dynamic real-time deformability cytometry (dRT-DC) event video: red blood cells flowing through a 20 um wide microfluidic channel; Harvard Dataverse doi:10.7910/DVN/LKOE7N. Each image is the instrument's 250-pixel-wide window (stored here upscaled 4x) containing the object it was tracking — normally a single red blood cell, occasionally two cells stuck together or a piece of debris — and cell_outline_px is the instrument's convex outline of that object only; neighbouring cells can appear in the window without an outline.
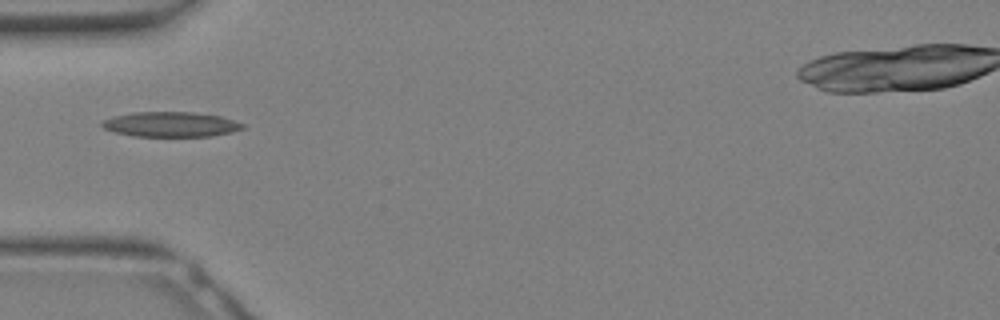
{"species": "Egyptian fruit bat (a non-hibernating species)", "species_latin": "Rousettus aegyptiacus", "temperature_condition": "warm", "stored_images_in_passage": 8, "camera_frame_rate_fps": 3000, "um_per_image_px": 0.085, "animal": {"sex": "female"}, "frame": {"image": 1, "passage_image": 1, "time_ms": 0.0, "image_size_px": [1000, 320], "cell_outline_px": [[244, 128], [232, 132], [212, 136], [132, 136], [112, 132], [104, 128], [100, 124], [104, 120], [116, 116], [136, 112], [192, 112], [220, 116], [244, 124]], "centroid_in_image_um": [14.51, 10.58], "position_along_channel_um": 70.5, "area_um2": 20.35}}
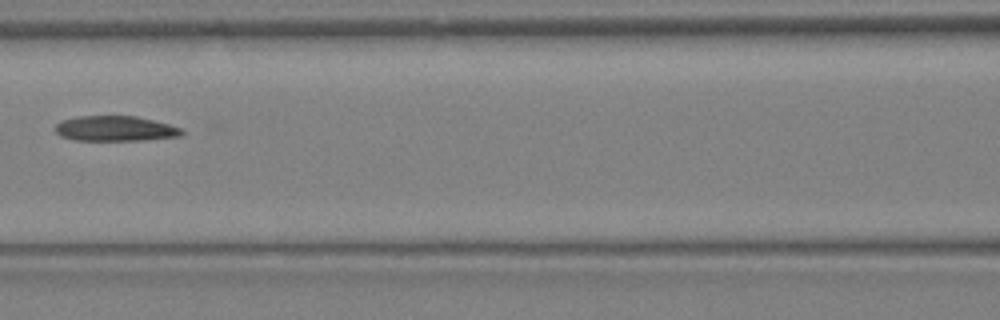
{"frame": {"image": 2, "passage_image": 5, "time_ms": 1.333, "image_size_px": [1000, 320], "cell_outline_px": [[184, 132], [180, 136], [144, 140], [72, 140], [60, 136], [56, 132], [56, 124], [64, 120], [76, 116], [136, 116], [168, 124], [180, 128]], "centroid_in_image_um": [9.78, 10.93], "position_along_channel_um": 156.8, "area_um2": 18.44}}
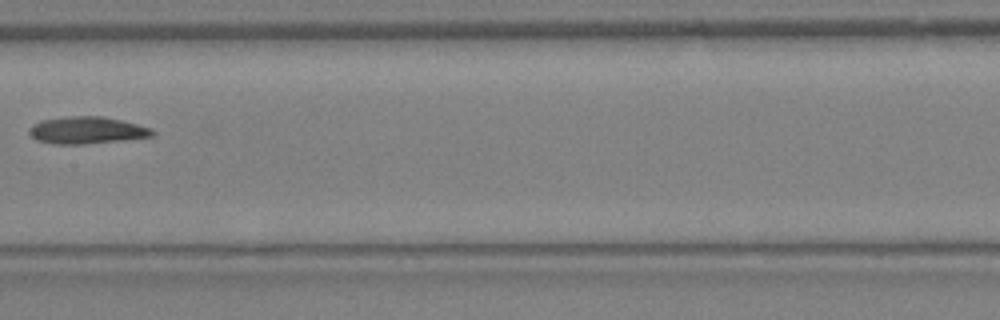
{"frame": {"image": 3, "passage_image": 7, "time_ms": 2.0, "image_size_px": [1000, 320], "cell_outline_px": [[156, 132], [152, 136], [120, 140], [84, 144], [52, 144], [36, 140], [32, 136], [32, 124], [40, 120], [68, 116], [100, 116], [120, 120], [136, 124], [148, 128]], "centroid_in_image_um": [7.35, 11.07], "position_along_channel_um": 200.0, "area_um2": 19.07}}